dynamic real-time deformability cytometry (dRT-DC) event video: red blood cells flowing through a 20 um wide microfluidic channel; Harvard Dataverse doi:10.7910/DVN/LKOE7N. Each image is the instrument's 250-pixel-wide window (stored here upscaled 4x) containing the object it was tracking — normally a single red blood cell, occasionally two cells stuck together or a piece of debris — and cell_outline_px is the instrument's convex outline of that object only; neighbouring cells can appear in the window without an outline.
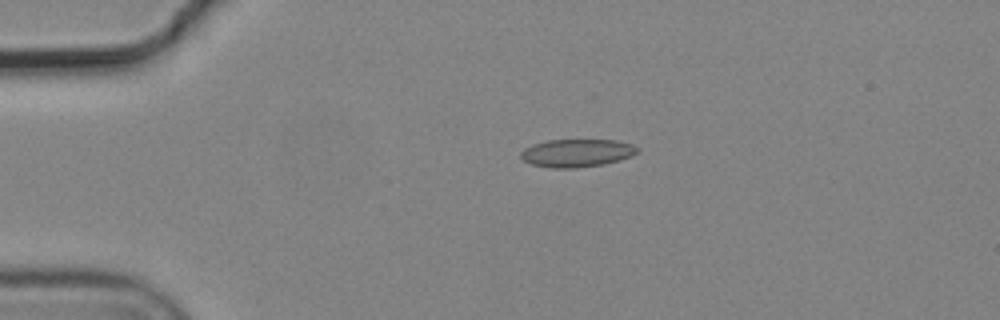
{"species": "common noctule bat (a hibernating species)", "species_latin": "Nyctalus noctula", "temperature_condition": "cold", "stored_images_in_passage": 2, "camera_frame_rate_fps": 3000, "um_per_image_px": 0.085, "animal": {"sex": "male", "body_mass_g": 19.2, "forearm_length_mm": 51.8}, "frame": {"image": 1, "passage_image": 1, "time_ms": 0.0, "image_size_px": [1000, 320], "cell_outline_px": [[640, 152], [632, 156], [620, 160], [604, 164], [576, 168], [548, 168], [532, 164], [524, 160], [520, 156], [520, 152], [524, 148], [532, 144], [548, 140], [616, 140], [632, 144], [640, 148]], "centroid_in_image_um": [49.06, 13.0], "position_along_channel_um": 35.9, "area_um2": 19.19}}